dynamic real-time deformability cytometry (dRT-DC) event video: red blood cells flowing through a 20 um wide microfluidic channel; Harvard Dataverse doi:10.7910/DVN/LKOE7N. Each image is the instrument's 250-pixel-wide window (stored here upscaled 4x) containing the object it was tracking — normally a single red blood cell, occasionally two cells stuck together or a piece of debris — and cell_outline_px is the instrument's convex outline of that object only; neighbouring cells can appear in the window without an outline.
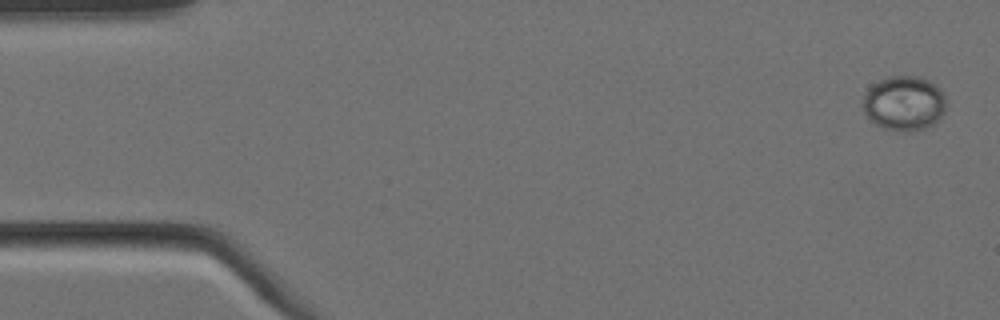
{"species": "Egyptian fruit bat (a non-hibernating species)", "species_latin": "Rousettus aegyptiacus", "temperature_condition": "cold", "stored_images_in_passage": 5, "camera_frame_rate_fps": 3000, "um_per_image_px": 0.085, "animal": {"sex": "female"}, "frame": {"image": 1, "passage_image": 1, "time_ms": 0.0, "image_size_px": [1000, 320], "cell_outline_px": [[944, 112], [932, 124], [924, 128], [908, 132], [904, 132], [884, 128], [876, 124], [864, 112], [864, 96], [868, 88], [872, 84], [888, 76], [920, 76], [936, 84], [944, 92]], "centroid_in_image_um": [76.85, 8.75], "position_along_channel_um": 8.2, "area_um2": 26.36}}